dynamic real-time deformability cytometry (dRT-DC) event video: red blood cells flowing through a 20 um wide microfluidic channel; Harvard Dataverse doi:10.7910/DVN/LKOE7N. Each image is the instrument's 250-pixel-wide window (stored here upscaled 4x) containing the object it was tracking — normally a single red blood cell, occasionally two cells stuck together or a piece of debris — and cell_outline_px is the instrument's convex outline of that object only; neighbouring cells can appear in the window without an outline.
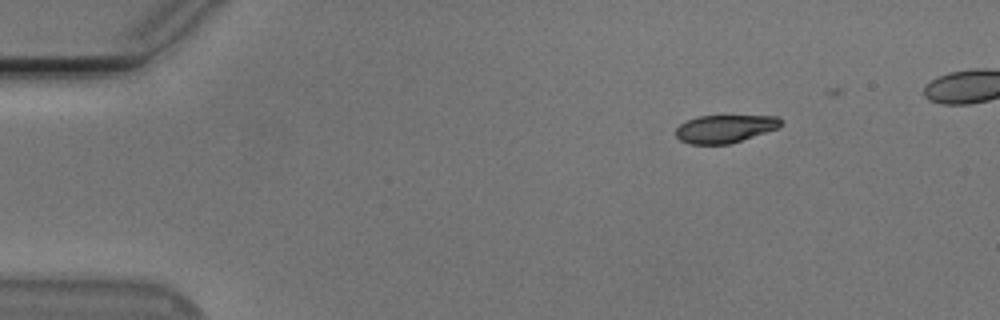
{"species": "Egyptian fruit bat (a non-hibernating species)", "species_latin": "Rousettus aegyptiacus", "temperature_condition": "cold", "stored_images_in_passage": 44, "camera_frame_rate_fps": 3000, "um_per_image_px": 0.085, "animal": {"sex": "male"}, "frame": {"image": 1, "passage_image": 1, "time_ms": 0.0, "image_size_px": [1000, 320], "cell_outline_px": [[780, 128], [728, 144], [688, 144], [680, 140], [676, 136], [676, 128], [680, 124], [688, 120], [700, 116], [776, 116], [780, 120]], "centroid_in_image_um": [61.59, 10.95], "position_along_channel_um": 23.4, "area_um2": 16.88}}
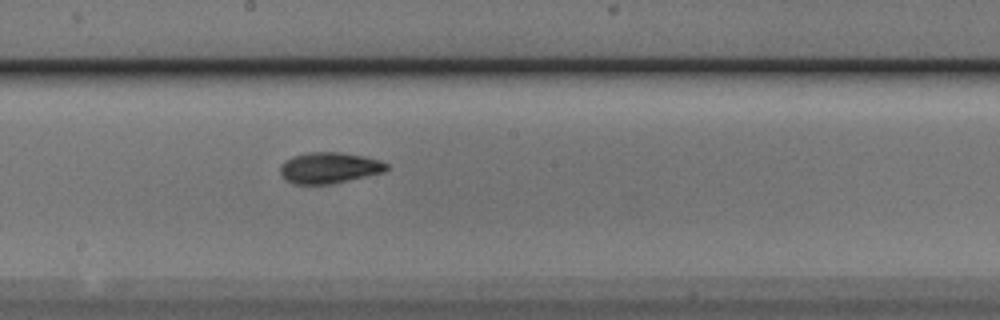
{"frame": {"image": 2, "passage_image": 23, "time_ms": 7.333, "image_size_px": [1000, 320], "cell_outline_px": [[388, 168], [384, 172], [332, 184], [292, 184], [280, 172], [280, 168], [284, 160], [292, 156], [308, 152], [340, 152], [364, 156], [388, 164]], "centroid_in_image_um": [27.97, 14.26], "position_along_channel_um": 220.2, "area_um2": 19.13}}
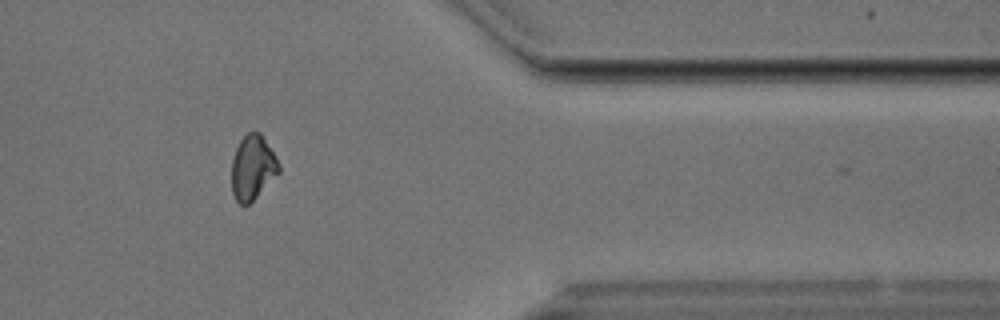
{"frame": {"image": 3, "passage_image": 38, "time_ms": 12.333, "image_size_px": [1000, 320], "cell_outline_px": [[280, 172], [248, 204], [240, 204], [236, 200], [232, 192], [232, 160], [236, 148], [240, 140], [248, 132], [260, 132], [276, 156], [280, 164]], "centroid_in_image_um": [21.48, 14.22], "position_along_channel_um": 389.9, "area_um2": 17.57}, "authors_computed_cell_mechanics": {"area_um2": 18.3804, "velocity_mm_per_s": 3.7872, "shape_relaxation_time_tau1_ms": 2.2159, "shape_relaxation_time_tau2_ms": 6.7399, "deformation_change_tau1": 0.1213, "deformation_change_tau2": 0.1039}}